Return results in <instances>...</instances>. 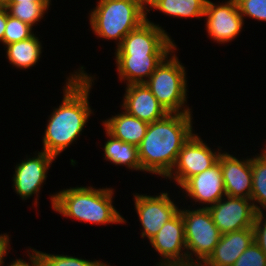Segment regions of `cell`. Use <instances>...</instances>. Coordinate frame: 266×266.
I'll return each mask as SVG.
<instances>
[{
	"label": "cell",
	"mask_w": 266,
	"mask_h": 266,
	"mask_svg": "<svg viewBox=\"0 0 266 266\" xmlns=\"http://www.w3.org/2000/svg\"><path fill=\"white\" fill-rule=\"evenodd\" d=\"M71 76L63 89L62 103L52 112L43 137V151L55 158L79 137L93 113L88 96L94 79L83 67Z\"/></svg>",
	"instance_id": "cell-1"
},
{
	"label": "cell",
	"mask_w": 266,
	"mask_h": 266,
	"mask_svg": "<svg viewBox=\"0 0 266 266\" xmlns=\"http://www.w3.org/2000/svg\"><path fill=\"white\" fill-rule=\"evenodd\" d=\"M191 113H168L149 123L138 146L142 171L166 177L172 170L183 145L194 134Z\"/></svg>",
	"instance_id": "cell-2"
},
{
	"label": "cell",
	"mask_w": 266,
	"mask_h": 266,
	"mask_svg": "<svg viewBox=\"0 0 266 266\" xmlns=\"http://www.w3.org/2000/svg\"><path fill=\"white\" fill-rule=\"evenodd\" d=\"M113 189L75 187L51 196L54 211L83 222L106 225L125 223L126 220L112 205Z\"/></svg>",
	"instance_id": "cell-3"
},
{
	"label": "cell",
	"mask_w": 266,
	"mask_h": 266,
	"mask_svg": "<svg viewBox=\"0 0 266 266\" xmlns=\"http://www.w3.org/2000/svg\"><path fill=\"white\" fill-rule=\"evenodd\" d=\"M141 0H100L90 13V25L98 37L117 40V47L124 37L147 18Z\"/></svg>",
	"instance_id": "cell-4"
},
{
	"label": "cell",
	"mask_w": 266,
	"mask_h": 266,
	"mask_svg": "<svg viewBox=\"0 0 266 266\" xmlns=\"http://www.w3.org/2000/svg\"><path fill=\"white\" fill-rule=\"evenodd\" d=\"M168 56L144 84L168 113H191V109L184 108L187 96L185 67L176 55Z\"/></svg>",
	"instance_id": "cell-5"
},
{
	"label": "cell",
	"mask_w": 266,
	"mask_h": 266,
	"mask_svg": "<svg viewBox=\"0 0 266 266\" xmlns=\"http://www.w3.org/2000/svg\"><path fill=\"white\" fill-rule=\"evenodd\" d=\"M179 211L184 222L187 265H202L213 253L222 233L214 224L208 208ZM192 252L197 258L196 262L192 258Z\"/></svg>",
	"instance_id": "cell-6"
},
{
	"label": "cell",
	"mask_w": 266,
	"mask_h": 266,
	"mask_svg": "<svg viewBox=\"0 0 266 266\" xmlns=\"http://www.w3.org/2000/svg\"><path fill=\"white\" fill-rule=\"evenodd\" d=\"M220 153L211 150L197 134H193L181 148L171 172L165 178L174 179L181 187L192 176L213 166Z\"/></svg>",
	"instance_id": "cell-7"
},
{
	"label": "cell",
	"mask_w": 266,
	"mask_h": 266,
	"mask_svg": "<svg viewBox=\"0 0 266 266\" xmlns=\"http://www.w3.org/2000/svg\"><path fill=\"white\" fill-rule=\"evenodd\" d=\"M174 50H176V45L167 32L146 18L143 23L124 37L115 54L172 55Z\"/></svg>",
	"instance_id": "cell-8"
},
{
	"label": "cell",
	"mask_w": 266,
	"mask_h": 266,
	"mask_svg": "<svg viewBox=\"0 0 266 266\" xmlns=\"http://www.w3.org/2000/svg\"><path fill=\"white\" fill-rule=\"evenodd\" d=\"M225 197L212 206H205L218 230L224 234L252 228L257 212L251 199L227 195Z\"/></svg>",
	"instance_id": "cell-9"
},
{
	"label": "cell",
	"mask_w": 266,
	"mask_h": 266,
	"mask_svg": "<svg viewBox=\"0 0 266 266\" xmlns=\"http://www.w3.org/2000/svg\"><path fill=\"white\" fill-rule=\"evenodd\" d=\"M150 243L162 257L158 266L187 265L184 222L180 211L163 225Z\"/></svg>",
	"instance_id": "cell-10"
},
{
	"label": "cell",
	"mask_w": 266,
	"mask_h": 266,
	"mask_svg": "<svg viewBox=\"0 0 266 266\" xmlns=\"http://www.w3.org/2000/svg\"><path fill=\"white\" fill-rule=\"evenodd\" d=\"M134 197L135 209L143 227L141 236L149 240L180 210L167 192L158 196L136 194Z\"/></svg>",
	"instance_id": "cell-11"
},
{
	"label": "cell",
	"mask_w": 266,
	"mask_h": 266,
	"mask_svg": "<svg viewBox=\"0 0 266 266\" xmlns=\"http://www.w3.org/2000/svg\"><path fill=\"white\" fill-rule=\"evenodd\" d=\"M204 16L207 17L208 35L221 44L232 41L244 25V18L239 12L236 0H229L220 5L207 0Z\"/></svg>",
	"instance_id": "cell-12"
},
{
	"label": "cell",
	"mask_w": 266,
	"mask_h": 266,
	"mask_svg": "<svg viewBox=\"0 0 266 266\" xmlns=\"http://www.w3.org/2000/svg\"><path fill=\"white\" fill-rule=\"evenodd\" d=\"M37 154V157L29 158L26 161L22 160L15 167L13 188L25 200L36 193L38 198L41 185L47 177V170L55 159V157L45 151L38 152Z\"/></svg>",
	"instance_id": "cell-13"
},
{
	"label": "cell",
	"mask_w": 266,
	"mask_h": 266,
	"mask_svg": "<svg viewBox=\"0 0 266 266\" xmlns=\"http://www.w3.org/2000/svg\"><path fill=\"white\" fill-rule=\"evenodd\" d=\"M220 163L225 192L230 197L251 198L252 158L238 160L228 153H220Z\"/></svg>",
	"instance_id": "cell-14"
},
{
	"label": "cell",
	"mask_w": 266,
	"mask_h": 266,
	"mask_svg": "<svg viewBox=\"0 0 266 266\" xmlns=\"http://www.w3.org/2000/svg\"><path fill=\"white\" fill-rule=\"evenodd\" d=\"M181 188L195 202L210 204V206L217 203L220 199L224 198L223 196H226L219 161L202 173L189 178Z\"/></svg>",
	"instance_id": "cell-15"
},
{
	"label": "cell",
	"mask_w": 266,
	"mask_h": 266,
	"mask_svg": "<svg viewBox=\"0 0 266 266\" xmlns=\"http://www.w3.org/2000/svg\"><path fill=\"white\" fill-rule=\"evenodd\" d=\"M123 99V110L144 122L152 123L168 114L144 83L127 85Z\"/></svg>",
	"instance_id": "cell-16"
},
{
	"label": "cell",
	"mask_w": 266,
	"mask_h": 266,
	"mask_svg": "<svg viewBox=\"0 0 266 266\" xmlns=\"http://www.w3.org/2000/svg\"><path fill=\"white\" fill-rule=\"evenodd\" d=\"M253 242L252 228L224 233L213 253L201 266H232Z\"/></svg>",
	"instance_id": "cell-17"
},
{
	"label": "cell",
	"mask_w": 266,
	"mask_h": 266,
	"mask_svg": "<svg viewBox=\"0 0 266 266\" xmlns=\"http://www.w3.org/2000/svg\"><path fill=\"white\" fill-rule=\"evenodd\" d=\"M167 55L115 54L119 79L126 80L127 85L145 83Z\"/></svg>",
	"instance_id": "cell-18"
},
{
	"label": "cell",
	"mask_w": 266,
	"mask_h": 266,
	"mask_svg": "<svg viewBox=\"0 0 266 266\" xmlns=\"http://www.w3.org/2000/svg\"><path fill=\"white\" fill-rule=\"evenodd\" d=\"M103 125L105 131L114 138L138 147L146 135L149 123L128 114L124 110L123 113L103 121Z\"/></svg>",
	"instance_id": "cell-19"
},
{
	"label": "cell",
	"mask_w": 266,
	"mask_h": 266,
	"mask_svg": "<svg viewBox=\"0 0 266 266\" xmlns=\"http://www.w3.org/2000/svg\"><path fill=\"white\" fill-rule=\"evenodd\" d=\"M9 62L20 69L34 66L41 55V42L34 34L28 39L6 45Z\"/></svg>",
	"instance_id": "cell-20"
},
{
	"label": "cell",
	"mask_w": 266,
	"mask_h": 266,
	"mask_svg": "<svg viewBox=\"0 0 266 266\" xmlns=\"http://www.w3.org/2000/svg\"><path fill=\"white\" fill-rule=\"evenodd\" d=\"M110 139L104 145V157L115 165H126L129 169L142 170L138 157V147L114 138L106 131Z\"/></svg>",
	"instance_id": "cell-21"
},
{
	"label": "cell",
	"mask_w": 266,
	"mask_h": 266,
	"mask_svg": "<svg viewBox=\"0 0 266 266\" xmlns=\"http://www.w3.org/2000/svg\"><path fill=\"white\" fill-rule=\"evenodd\" d=\"M206 2L207 0H154L149 8L178 18H200L204 16Z\"/></svg>",
	"instance_id": "cell-22"
},
{
	"label": "cell",
	"mask_w": 266,
	"mask_h": 266,
	"mask_svg": "<svg viewBox=\"0 0 266 266\" xmlns=\"http://www.w3.org/2000/svg\"><path fill=\"white\" fill-rule=\"evenodd\" d=\"M262 152L257 157L252 158V191L250 199L253 201L257 213L263 211L257 205L258 203L261 207L263 206V209H266V148Z\"/></svg>",
	"instance_id": "cell-23"
},
{
	"label": "cell",
	"mask_w": 266,
	"mask_h": 266,
	"mask_svg": "<svg viewBox=\"0 0 266 266\" xmlns=\"http://www.w3.org/2000/svg\"><path fill=\"white\" fill-rule=\"evenodd\" d=\"M9 15L29 24L31 27L35 25L45 14L48 9L41 3H6ZM35 23V24H34Z\"/></svg>",
	"instance_id": "cell-24"
},
{
	"label": "cell",
	"mask_w": 266,
	"mask_h": 266,
	"mask_svg": "<svg viewBox=\"0 0 266 266\" xmlns=\"http://www.w3.org/2000/svg\"><path fill=\"white\" fill-rule=\"evenodd\" d=\"M41 260L42 266H109L103 262L89 261L67 255H52L32 249Z\"/></svg>",
	"instance_id": "cell-25"
},
{
	"label": "cell",
	"mask_w": 266,
	"mask_h": 266,
	"mask_svg": "<svg viewBox=\"0 0 266 266\" xmlns=\"http://www.w3.org/2000/svg\"><path fill=\"white\" fill-rule=\"evenodd\" d=\"M32 28L29 24L12 17L8 13L3 44L6 46L10 43L28 39L33 35Z\"/></svg>",
	"instance_id": "cell-26"
},
{
	"label": "cell",
	"mask_w": 266,
	"mask_h": 266,
	"mask_svg": "<svg viewBox=\"0 0 266 266\" xmlns=\"http://www.w3.org/2000/svg\"><path fill=\"white\" fill-rule=\"evenodd\" d=\"M242 17L266 21V0H236Z\"/></svg>",
	"instance_id": "cell-27"
},
{
	"label": "cell",
	"mask_w": 266,
	"mask_h": 266,
	"mask_svg": "<svg viewBox=\"0 0 266 266\" xmlns=\"http://www.w3.org/2000/svg\"><path fill=\"white\" fill-rule=\"evenodd\" d=\"M232 266H266V254L253 242Z\"/></svg>",
	"instance_id": "cell-28"
},
{
	"label": "cell",
	"mask_w": 266,
	"mask_h": 266,
	"mask_svg": "<svg viewBox=\"0 0 266 266\" xmlns=\"http://www.w3.org/2000/svg\"><path fill=\"white\" fill-rule=\"evenodd\" d=\"M32 254L30 256V263L25 262L22 259H16L15 261L11 262L8 266H42L41 260L39 257L36 255V253L31 250Z\"/></svg>",
	"instance_id": "cell-29"
},
{
	"label": "cell",
	"mask_w": 266,
	"mask_h": 266,
	"mask_svg": "<svg viewBox=\"0 0 266 266\" xmlns=\"http://www.w3.org/2000/svg\"><path fill=\"white\" fill-rule=\"evenodd\" d=\"M9 236L4 233L0 235V266H4V257L7 255V250L9 248Z\"/></svg>",
	"instance_id": "cell-30"
},
{
	"label": "cell",
	"mask_w": 266,
	"mask_h": 266,
	"mask_svg": "<svg viewBox=\"0 0 266 266\" xmlns=\"http://www.w3.org/2000/svg\"><path fill=\"white\" fill-rule=\"evenodd\" d=\"M8 10L4 6H0V41L3 42L4 32L6 28Z\"/></svg>",
	"instance_id": "cell-31"
},
{
	"label": "cell",
	"mask_w": 266,
	"mask_h": 266,
	"mask_svg": "<svg viewBox=\"0 0 266 266\" xmlns=\"http://www.w3.org/2000/svg\"><path fill=\"white\" fill-rule=\"evenodd\" d=\"M38 2L43 4L47 9L49 8L51 0H7L6 3H30Z\"/></svg>",
	"instance_id": "cell-32"
},
{
	"label": "cell",
	"mask_w": 266,
	"mask_h": 266,
	"mask_svg": "<svg viewBox=\"0 0 266 266\" xmlns=\"http://www.w3.org/2000/svg\"><path fill=\"white\" fill-rule=\"evenodd\" d=\"M144 7L147 9L146 6L150 5L154 0H141Z\"/></svg>",
	"instance_id": "cell-33"
},
{
	"label": "cell",
	"mask_w": 266,
	"mask_h": 266,
	"mask_svg": "<svg viewBox=\"0 0 266 266\" xmlns=\"http://www.w3.org/2000/svg\"><path fill=\"white\" fill-rule=\"evenodd\" d=\"M156 266H157V265H156ZM174 266H201V265L189 264V265H174Z\"/></svg>",
	"instance_id": "cell-34"
},
{
	"label": "cell",
	"mask_w": 266,
	"mask_h": 266,
	"mask_svg": "<svg viewBox=\"0 0 266 266\" xmlns=\"http://www.w3.org/2000/svg\"><path fill=\"white\" fill-rule=\"evenodd\" d=\"M7 0H0V6H4Z\"/></svg>",
	"instance_id": "cell-35"
}]
</instances>
